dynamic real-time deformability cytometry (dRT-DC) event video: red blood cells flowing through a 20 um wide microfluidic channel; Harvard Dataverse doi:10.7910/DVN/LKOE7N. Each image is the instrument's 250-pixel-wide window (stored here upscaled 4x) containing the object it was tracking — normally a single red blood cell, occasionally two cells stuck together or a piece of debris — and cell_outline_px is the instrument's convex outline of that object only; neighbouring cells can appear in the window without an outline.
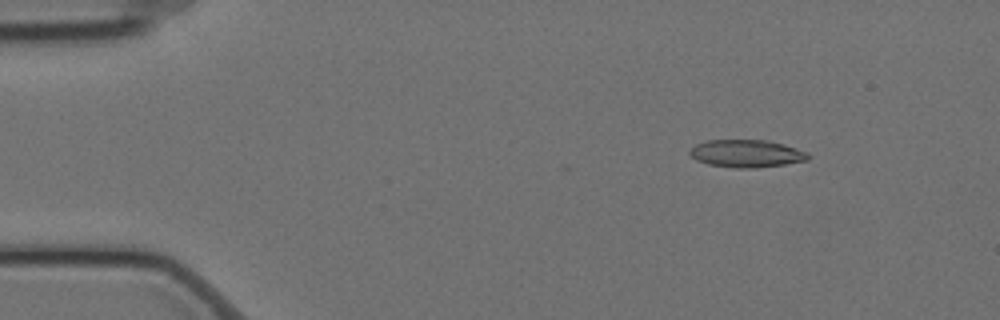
{"species": "Egyptian fruit bat (a non-hibernating species)", "species_latin": "Rousettus aegyptiacus", "temperature_condition": "cold", "stored_images_in_passage": 58, "camera_frame_rate_fps": 3000, "um_per_image_px": 0.085, "animal": {"sex": "female"}, "frame": {"image": 1, "passage_image": 8, "time_ms": 2.333, "image_size_px": [1000, 320], "cell_outline_px": [[808, 160], [784, 164], [756, 168], [736, 168], [708, 164], [696, 160], [688, 152], [696, 144], [708, 140], [764, 140], [784, 144], [808, 152]], "centroid_in_image_um": [63.45, 13.05], "position_along_channel_um": 21.6, "area_um2": 18.9}}
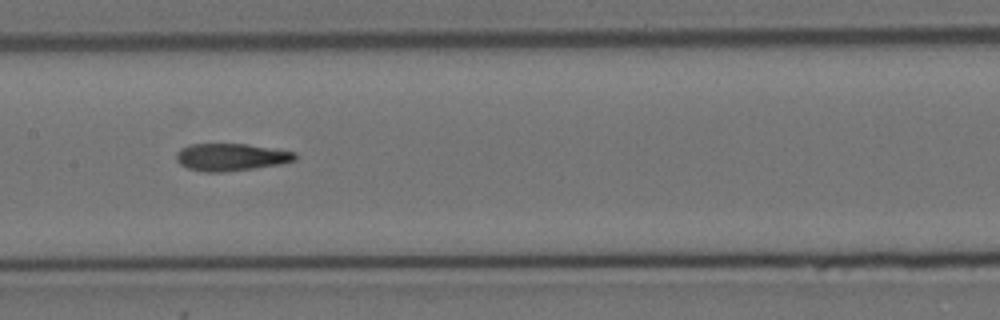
{"frame": {"image": 2, "passage_image": 29, "time_ms": 9.333, "image_size_px": [1000, 320], "cell_outline_px": [[296, 160], [280, 164], [224, 172], [204, 172], [188, 168], [180, 164], [176, 160], [176, 152], [180, 148], [188, 144], [248, 144], [280, 148], [296, 152]], "centroid_in_image_um": [19.65, 13.34], "position_along_channel_um": 187.8, "area_um2": 19.19}}
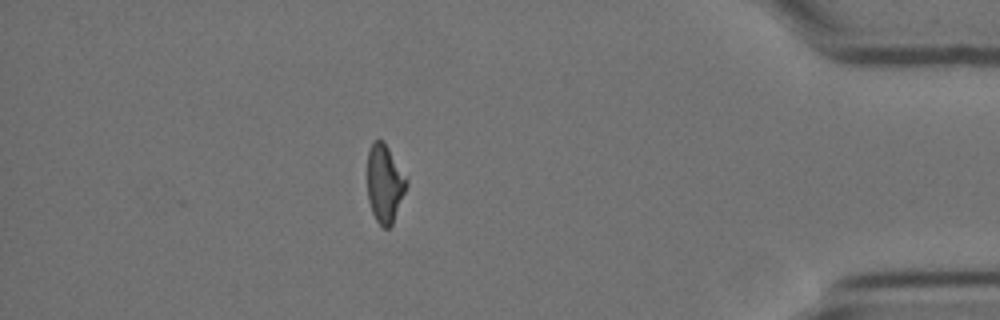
{"frame": {"image": 3, "passage_image": 51, "time_ms": 16.667, "image_size_px": [1000, 320], "cell_outline_px": [[408, 184], [392, 224], [388, 228], [384, 228], [376, 220], [372, 212], [368, 200], [368, 152], [372, 144], [376, 140], [380, 140], [388, 148], [408, 180]], "centroid_in_image_um": [32.7, 15.64], "position_along_channel_um": 402.5, "area_um2": 17.4}, "authors_computed_cell_mechanics": {"area_um2": 19.2763, "velocity_mm_per_s": 3.5117, "shape_relaxation_time_tau1_ms": null, "shape_relaxation_time_tau2_ms": 4.1402, "deformation_change_tau1": null, "deformation_change_tau2": 0.1428}}